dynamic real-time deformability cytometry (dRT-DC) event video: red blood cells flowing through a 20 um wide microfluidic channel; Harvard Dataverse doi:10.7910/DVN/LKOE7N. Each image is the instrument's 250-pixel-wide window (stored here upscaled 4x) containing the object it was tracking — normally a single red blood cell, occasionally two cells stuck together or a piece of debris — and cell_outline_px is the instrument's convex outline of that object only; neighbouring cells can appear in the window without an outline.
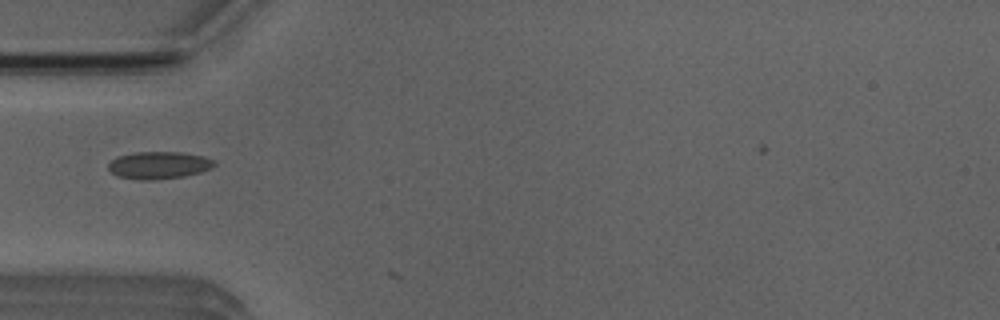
{"species": "Egyptian fruit bat (a non-hibernating species)", "species_latin": "Rousettus aegyptiacus", "temperature_condition": "room temperature", "stored_images_in_passage": 3, "camera_frame_rate_fps": 3000, "um_per_image_px": 0.085, "animal": {"sex": "male"}, "frame": {"image": 1, "passage_image": 2, "time_ms": 0.333, "image_size_px": [1000, 320], "cell_outline_px": [[216, 164], [212, 168], [200, 172], [184, 176], [152, 180], [140, 180], [116, 176], [108, 168], [108, 164], [112, 160], [120, 156], [136, 152], [184, 152], [204, 156], [212, 160]], "centroid_in_image_um": [13.51, 14.04], "position_along_channel_um": 71.5, "area_um2": 16.82}}